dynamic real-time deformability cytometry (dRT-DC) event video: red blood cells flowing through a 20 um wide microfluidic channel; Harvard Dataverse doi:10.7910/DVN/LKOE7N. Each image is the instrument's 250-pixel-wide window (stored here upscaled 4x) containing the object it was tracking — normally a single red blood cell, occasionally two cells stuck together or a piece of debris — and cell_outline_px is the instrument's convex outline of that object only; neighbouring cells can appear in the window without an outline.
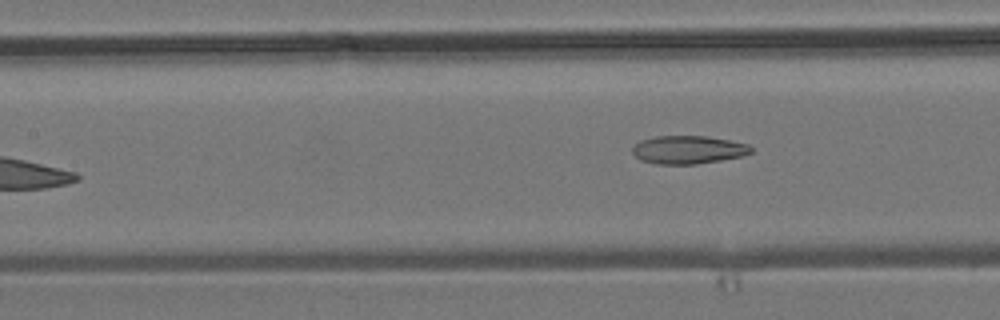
{"species": "common noctule bat (a hibernating species)", "species_latin": "Nyctalus noctula", "temperature_condition": "room temperature", "stored_images_in_passage": 7, "camera_frame_rate_fps": 3000, "um_per_image_px": 0.085, "animal": {"sex": "male", "body_mass_g": 19.2, "forearm_length_mm": 51.8}, "frame": {"image": 1, "passage_image": 7, "time_ms": 7.0, "image_size_px": [1000, 320], "cell_outline_px": [[752, 152], [744, 156], [696, 164], [656, 164], [640, 160], [632, 152], [632, 148], [640, 140], [656, 136], [708, 136], [748, 144], [752, 148]], "centroid_in_image_um": [58.49, 12.73], "position_along_channel_um": 148.9, "area_um2": 19.48}}